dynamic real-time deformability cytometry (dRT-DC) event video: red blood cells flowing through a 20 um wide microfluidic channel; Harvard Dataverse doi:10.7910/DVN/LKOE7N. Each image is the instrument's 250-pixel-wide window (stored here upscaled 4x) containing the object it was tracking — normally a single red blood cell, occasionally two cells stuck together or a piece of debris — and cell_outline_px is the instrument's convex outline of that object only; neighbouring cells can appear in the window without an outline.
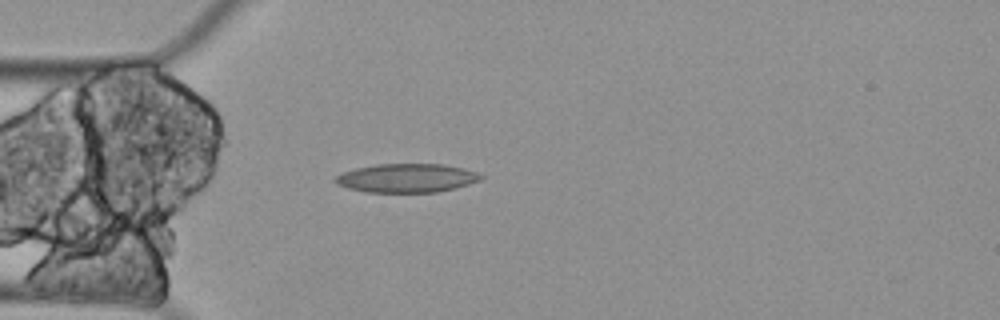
{"species": "Egyptian fruit bat (a non-hibernating species)", "species_latin": "Rousettus aegyptiacus", "temperature_condition": "cold", "stored_images_in_passage": 5, "camera_frame_rate_fps": 3000, "um_per_image_px": 0.085, "animal": {"sex": "female"}, "frame": {"image": 1, "passage_image": 5, "time_ms": 1.333, "image_size_px": [1000, 320], "cell_outline_px": [[484, 176], [480, 180], [456, 188], [436, 192], [364, 192], [348, 188], [336, 184], [332, 180], [336, 176], [344, 172], [356, 168], [376, 164], [444, 164], [464, 168], [476, 172]], "centroid_in_image_um": [34.56, 15.13], "position_along_channel_um": 50.4, "area_um2": 24.45}}